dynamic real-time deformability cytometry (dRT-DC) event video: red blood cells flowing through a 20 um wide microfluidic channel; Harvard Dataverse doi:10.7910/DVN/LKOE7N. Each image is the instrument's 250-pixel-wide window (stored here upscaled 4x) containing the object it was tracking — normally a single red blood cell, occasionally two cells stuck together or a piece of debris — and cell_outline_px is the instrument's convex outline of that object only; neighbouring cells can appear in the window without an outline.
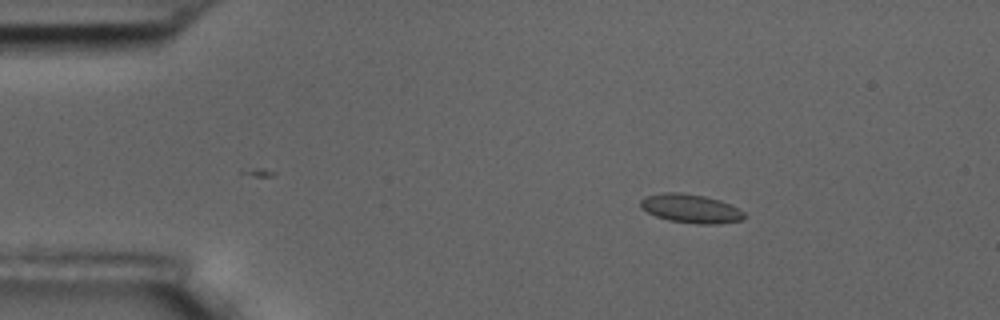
{"species": "common noctule bat (a hibernating species)", "species_latin": "Nyctalus noctula", "temperature_condition": "room temperature", "stored_images_in_passage": 5, "camera_frame_rate_fps": 3000, "um_per_image_px": 0.085, "animal": {"sex": "male", "body_mass_g": 17.5, "forearm_length_mm": 52.3}, "frame": {"image": 1, "passage_image": 3, "time_ms": 2.333, "image_size_px": [1000, 320], "cell_outline_px": [[744, 220], [720, 224], [696, 224], [668, 220], [656, 216], [640, 208], [640, 200], [644, 196], [660, 192], [680, 192], [704, 196], [720, 200], [744, 212]], "centroid_in_image_um": [58.68, 17.72], "position_along_channel_um": 26.3, "area_um2": 17.51}}